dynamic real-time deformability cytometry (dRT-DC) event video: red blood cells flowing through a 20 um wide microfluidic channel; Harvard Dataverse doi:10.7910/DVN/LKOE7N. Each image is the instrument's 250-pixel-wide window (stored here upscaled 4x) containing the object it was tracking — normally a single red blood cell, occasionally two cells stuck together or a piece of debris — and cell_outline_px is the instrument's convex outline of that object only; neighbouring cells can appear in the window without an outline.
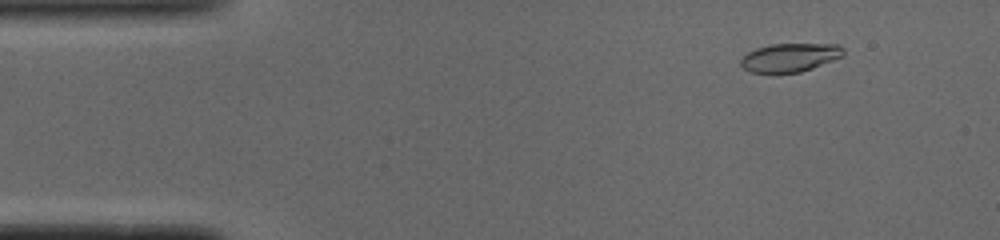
{"species": "common noctule bat (a hibernating species)", "species_latin": "Nyctalus noctula", "temperature_condition": "cold", "stored_images_in_passage": 47, "camera_frame_rate_fps": 3000, "um_per_image_px": 0.085, "animal": {"sex": "male", "body_mass_g": 19.0, "forearm_length_mm": 50.8}, "frame": {"image": 1, "passage_image": 1, "time_ms": 0.0, "image_size_px": [1000, 240], "cell_outline_px": [[844, 56], [812, 68], [800, 72], [752, 72], [744, 68], [740, 64], [740, 60], [748, 52], [756, 48], [772, 44], [840, 44], [844, 48]], "centroid_in_image_um": [67.18, 4.87], "position_along_channel_um": 17.8, "area_um2": 16.94}}
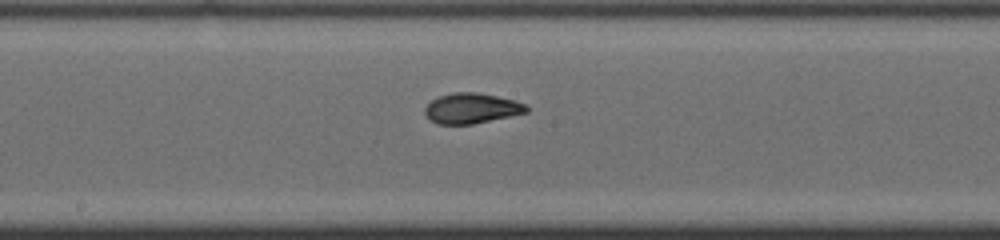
{"frame": {"image": 2, "passage_image": 22, "time_ms": 7.0, "image_size_px": [1000, 240], "cell_outline_px": [[528, 112], [472, 124], [436, 124], [428, 120], [424, 112], [424, 108], [436, 96], [452, 92], [476, 92], [516, 100], [524, 104], [528, 108]], "centroid_in_image_um": [40.03, 9.2], "position_along_channel_um": 208.2, "area_um2": 18.03}}
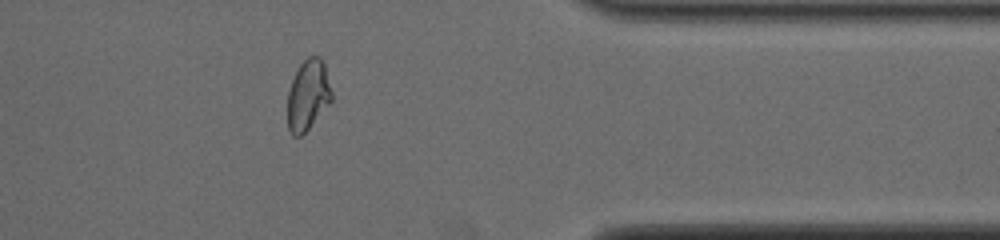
{"frame": {"image": 3, "passage_image": 37, "time_ms": 12.0, "image_size_px": [1000, 240], "cell_outline_px": [[332, 100], [308, 128], [300, 136], [292, 136], [288, 128], [288, 92], [292, 80], [300, 64], [308, 56], [320, 56], [324, 64], [332, 92]], "centroid_in_image_um": [26.17, 8.07], "position_along_channel_um": 385.2, "area_um2": 17.86}, "authors_computed_cell_mechanics": {"area_um2": 17.9758, "velocity_mm_per_s": 3.9067, "shape_relaxation_time_tau1_ms": 3.9298, "shape_relaxation_time_tau2_ms": 1.2353, "deformation_change_tau1": 0.1812, "deformation_change_tau2": 0.0668}}